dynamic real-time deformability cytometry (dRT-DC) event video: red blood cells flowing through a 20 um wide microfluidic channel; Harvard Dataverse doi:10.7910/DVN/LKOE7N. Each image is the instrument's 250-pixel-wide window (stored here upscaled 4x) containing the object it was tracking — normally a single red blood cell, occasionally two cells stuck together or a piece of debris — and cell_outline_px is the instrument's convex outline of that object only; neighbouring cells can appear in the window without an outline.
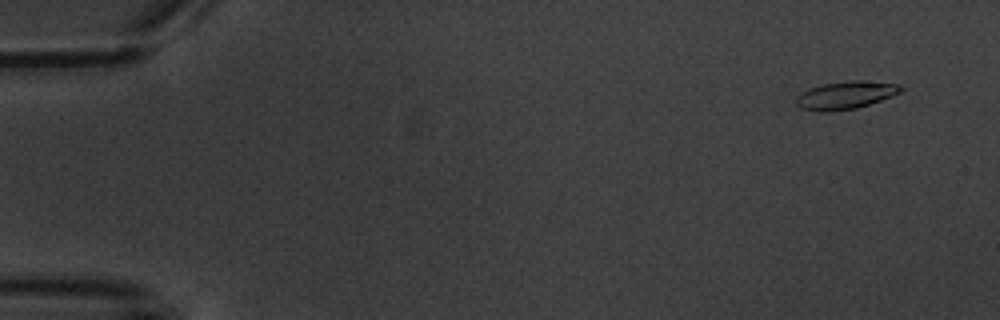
{"species": "common noctule bat (a hibernating species)", "species_latin": "Nyctalus noctula", "temperature_condition": "warm", "stored_images_in_passage": 5, "camera_frame_rate_fps": 3000, "um_per_image_px": 0.085, "animal": {"sex": "male", "body_mass_g": 20.1, "forearm_length_mm": 53.5}, "frame": {"image": 1, "passage_image": 1, "time_ms": 0.0, "image_size_px": [1000, 320], "cell_outline_px": [[904, 88], [900, 92], [892, 96], [856, 108], [828, 112], [820, 112], [800, 108], [796, 104], [796, 96], [808, 88], [824, 84], [852, 80], [860, 80], [896, 84]], "centroid_in_image_um": [71.83, 8.1], "position_along_channel_um": 13.2, "area_um2": 16.82}}
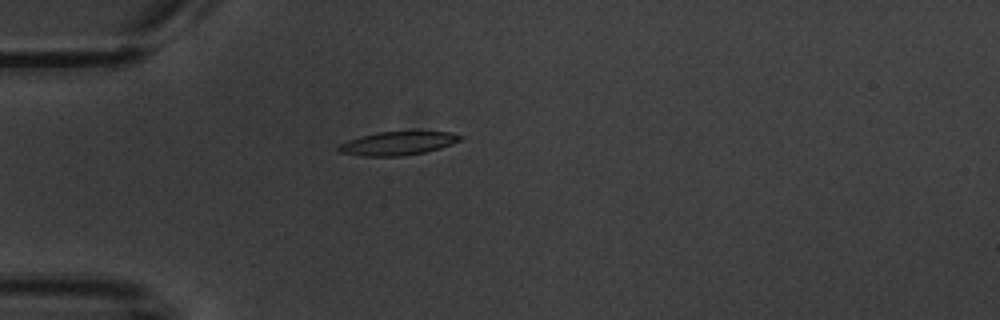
{"frame": {"image": 2, "passage_image": 4, "time_ms": 4.333, "image_size_px": [1000, 320], "cell_outline_px": [[464, 136], [460, 140], [452, 144], [440, 148], [424, 152], [404, 156], [364, 156], [340, 152], [336, 148], [340, 144], [348, 140], [360, 136], [376, 132], [452, 132]], "centroid_in_image_um": [33.81, 12.18], "position_along_channel_um": 51.2, "area_um2": 16.59}}